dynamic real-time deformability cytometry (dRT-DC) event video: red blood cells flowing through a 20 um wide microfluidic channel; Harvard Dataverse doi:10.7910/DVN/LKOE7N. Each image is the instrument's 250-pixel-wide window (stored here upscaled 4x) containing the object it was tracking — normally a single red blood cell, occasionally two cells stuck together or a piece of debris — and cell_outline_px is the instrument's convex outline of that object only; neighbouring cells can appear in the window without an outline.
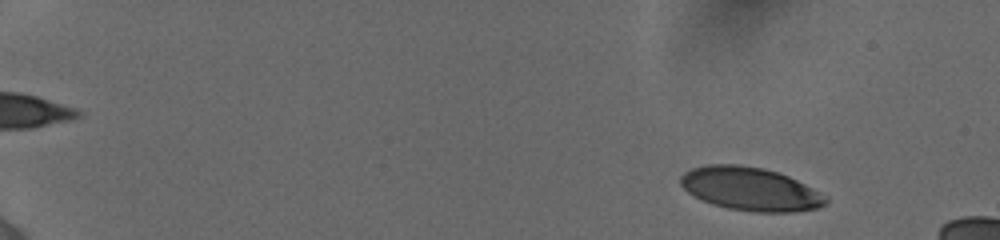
{"species": "human", "species_latin": "Homo sapiens", "temperature_condition": "cold", "stored_images_in_passage": 16, "camera_frame_rate_fps": 3000, "um_per_image_px": 0.085, "donor": {"sex": "female"}, "frame": {"image": 1, "passage_image": 4, "time_ms": 1.333, "image_size_px": [1000, 240], "cell_outline_px": [[828, 204], [816, 208], [792, 212], [756, 212], [728, 208], [712, 204], [688, 192], [680, 184], [680, 176], [684, 172], [692, 168], [708, 164], [740, 164], [764, 168], [788, 176], [828, 196]], "centroid_in_image_um": [63.79, 16.05], "position_along_channel_um": 21.2, "area_um2": 36.59}}
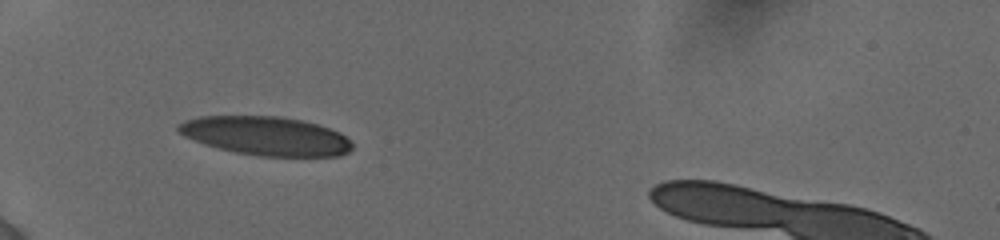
{"frame": {"image": 2, "passage_image": 13, "time_ms": 6.0, "image_size_px": [1000, 240], "cell_outline_px": [[352, 148], [348, 152], [340, 156], [260, 156], [236, 152], [204, 144], [184, 136], [176, 128], [176, 124], [184, 120], [200, 116], [284, 116], [304, 120], [340, 132], [352, 144]], "centroid_in_image_um": [22.59, 11.54], "position_along_channel_um": 62.4, "area_um2": 39.3}}
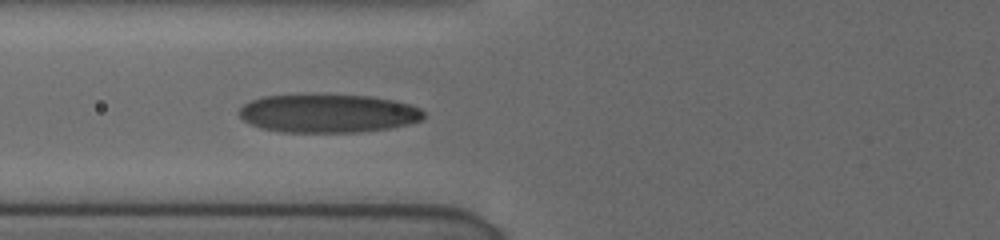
{"frame": {"image": 3, "passage_image": 16, "time_ms": 7.333, "image_size_px": [1000, 240], "cell_outline_px": [[424, 116], [420, 120], [408, 124], [388, 128], [360, 132], [280, 132], [260, 128], [244, 120], [236, 112], [244, 104], [252, 100], [264, 96], [368, 96], [396, 100], [420, 108], [424, 112]], "centroid_in_image_um": [27.88, 9.66], "position_along_channel_um": 97.9, "area_um2": 40.81}}